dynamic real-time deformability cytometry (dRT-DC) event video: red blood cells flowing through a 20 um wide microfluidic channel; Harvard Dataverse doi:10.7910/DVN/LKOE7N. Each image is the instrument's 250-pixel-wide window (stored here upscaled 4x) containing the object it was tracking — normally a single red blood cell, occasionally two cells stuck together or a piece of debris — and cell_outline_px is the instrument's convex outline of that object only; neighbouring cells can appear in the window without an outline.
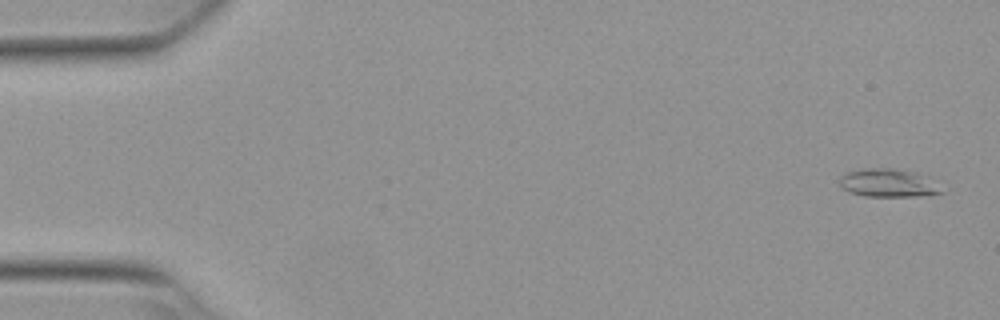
{"species": "Egyptian fruit bat (a non-hibernating species)", "species_latin": "Rousettus aegyptiacus", "temperature_condition": "warm", "stored_images_in_passage": 9, "camera_frame_rate_fps": 3000, "um_per_image_px": 0.085, "animal": {"sex": "female"}, "frame": {"image": 1, "passage_image": 2, "time_ms": 0.333, "image_size_px": [1000, 320], "cell_outline_px": [[944, 192], [932, 196], [864, 196], [848, 192], [840, 184], [840, 176], [848, 172], [864, 168], [892, 168], [916, 172]], "centroid_in_image_um": [75.44, 15.56], "position_along_channel_um": 9.6, "area_um2": 16.42}}